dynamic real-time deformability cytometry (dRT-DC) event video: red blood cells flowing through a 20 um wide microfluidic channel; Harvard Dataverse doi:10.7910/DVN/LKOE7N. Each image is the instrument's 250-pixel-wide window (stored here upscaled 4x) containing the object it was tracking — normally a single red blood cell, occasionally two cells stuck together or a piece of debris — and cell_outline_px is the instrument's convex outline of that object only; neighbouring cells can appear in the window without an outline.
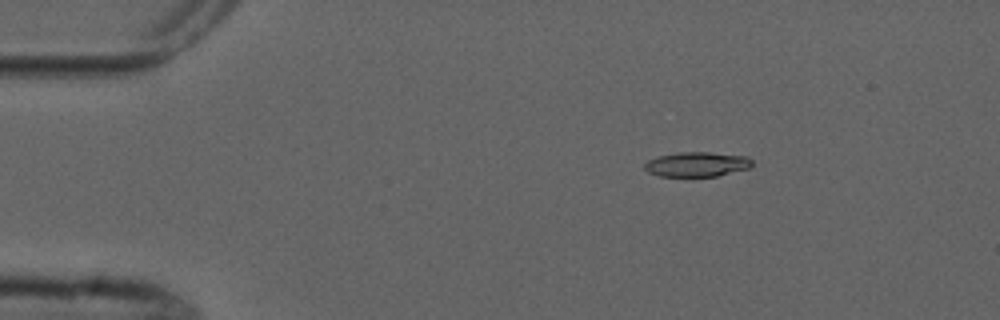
{"species": "common noctule bat (a hibernating species)", "species_latin": "Nyctalus noctula", "temperature_condition": "cold", "stored_images_in_passage": 3, "camera_frame_rate_fps": 3000, "um_per_image_px": 0.085, "animal": {"sex": "male", "forearm_length_mm": 52.5}, "frame": {"image": 1, "passage_image": 1, "time_ms": 0.0, "image_size_px": [1000, 320], "cell_outline_px": [[752, 164], [748, 168], [716, 176], [660, 176], [648, 172], [644, 168], [644, 164], [648, 160], [660, 156], [680, 152], [708, 152], [748, 156], [752, 160]], "centroid_in_image_um": [59.23, 13.96], "position_along_channel_um": 25.8, "area_um2": 15.32}}